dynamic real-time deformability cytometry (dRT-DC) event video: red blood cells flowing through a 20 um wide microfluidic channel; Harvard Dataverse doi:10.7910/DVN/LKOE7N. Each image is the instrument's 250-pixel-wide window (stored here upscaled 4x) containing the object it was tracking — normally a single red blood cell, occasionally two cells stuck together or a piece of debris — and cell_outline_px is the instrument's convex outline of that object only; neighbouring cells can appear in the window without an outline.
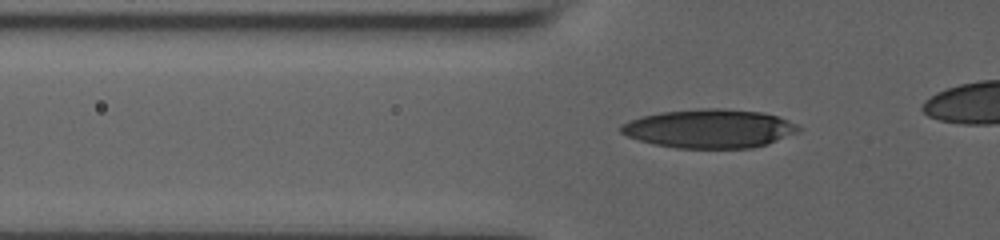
{"species": "human", "species_latin": "Homo sapiens", "temperature_condition": "room temperature", "stored_images_in_passage": 43, "camera_frame_rate_fps": 3000, "um_per_image_px": 0.085, "donor": {"sex": "male"}, "frame": {"image": 1, "passage_image": 13, "time_ms": 4.0, "image_size_px": [1000, 240], "cell_outline_px": [[800, 132], [768, 144], [752, 148], [676, 148], [652, 144], [628, 136], [620, 132], [620, 124], [628, 120], [640, 116], [660, 112], [704, 108], [720, 108], [760, 112], [780, 116], [800, 124]], "centroid_in_image_um": [60.34, 10.93], "position_along_channel_um": 65.5, "area_um2": 40.58}}
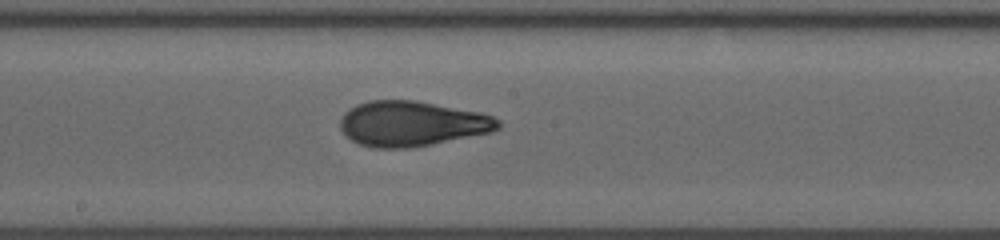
{"frame": {"image": 2, "passage_image": 25, "time_ms": 8.0, "image_size_px": [1000, 240], "cell_outline_px": [[500, 128], [492, 132], [432, 144], [408, 148], [372, 148], [360, 144], [352, 140], [340, 128], [340, 120], [344, 112], [356, 104], [368, 100], [416, 100], [480, 112], [492, 116], [500, 120]], "centroid_in_image_um": [35.01, 10.5], "position_along_channel_um": 213.2, "area_um2": 41.67}}
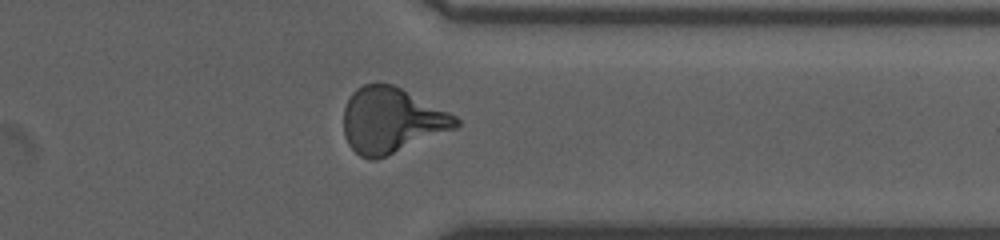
{"frame": {"image": 3, "passage_image": 38, "time_ms": 12.333, "image_size_px": [1000, 240], "cell_outline_px": [[460, 124], [456, 128], [376, 160], [372, 160], [360, 156], [348, 144], [344, 136], [344, 108], [352, 92], [356, 88], [364, 84], [376, 80], [392, 84], [456, 116], [460, 120]], "centroid_in_image_um": [33.24, 10.21], "position_along_channel_um": 378.2, "area_um2": 42.66}}